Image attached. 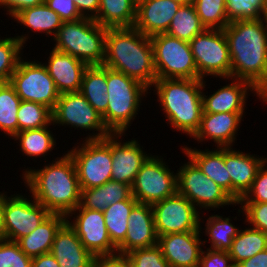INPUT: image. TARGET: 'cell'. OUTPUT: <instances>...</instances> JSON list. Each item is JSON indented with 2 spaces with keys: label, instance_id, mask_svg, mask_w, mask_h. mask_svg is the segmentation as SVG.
Returning a JSON list of instances; mask_svg holds the SVG:
<instances>
[{
  "label": "cell",
  "instance_id": "6da1fadb",
  "mask_svg": "<svg viewBox=\"0 0 267 267\" xmlns=\"http://www.w3.org/2000/svg\"><path fill=\"white\" fill-rule=\"evenodd\" d=\"M231 57V79L249 82L267 100V25L234 20L223 29Z\"/></svg>",
  "mask_w": 267,
  "mask_h": 267
},
{
  "label": "cell",
  "instance_id": "7a4b0ae2",
  "mask_svg": "<svg viewBox=\"0 0 267 267\" xmlns=\"http://www.w3.org/2000/svg\"><path fill=\"white\" fill-rule=\"evenodd\" d=\"M22 175L31 197L50 213L67 216L80 205L79 180L74 161L68 153L44 165V168H27Z\"/></svg>",
  "mask_w": 267,
  "mask_h": 267
},
{
  "label": "cell",
  "instance_id": "3957f363",
  "mask_svg": "<svg viewBox=\"0 0 267 267\" xmlns=\"http://www.w3.org/2000/svg\"><path fill=\"white\" fill-rule=\"evenodd\" d=\"M103 65L136 79L150 90L157 80L150 37L135 27L107 28Z\"/></svg>",
  "mask_w": 267,
  "mask_h": 267
},
{
  "label": "cell",
  "instance_id": "277c9868",
  "mask_svg": "<svg viewBox=\"0 0 267 267\" xmlns=\"http://www.w3.org/2000/svg\"><path fill=\"white\" fill-rule=\"evenodd\" d=\"M203 79H157L154 86L168 123L191 138L201 124Z\"/></svg>",
  "mask_w": 267,
  "mask_h": 267
},
{
  "label": "cell",
  "instance_id": "5b68a950",
  "mask_svg": "<svg viewBox=\"0 0 267 267\" xmlns=\"http://www.w3.org/2000/svg\"><path fill=\"white\" fill-rule=\"evenodd\" d=\"M107 87L106 128L111 134H125L140 110L141 98L148 94L149 88L108 67Z\"/></svg>",
  "mask_w": 267,
  "mask_h": 267
},
{
  "label": "cell",
  "instance_id": "8992f818",
  "mask_svg": "<svg viewBox=\"0 0 267 267\" xmlns=\"http://www.w3.org/2000/svg\"><path fill=\"white\" fill-rule=\"evenodd\" d=\"M107 28L94 19L81 18L63 22L56 35L53 49L70 54L88 66L103 65Z\"/></svg>",
  "mask_w": 267,
  "mask_h": 267
},
{
  "label": "cell",
  "instance_id": "52a82bcc",
  "mask_svg": "<svg viewBox=\"0 0 267 267\" xmlns=\"http://www.w3.org/2000/svg\"><path fill=\"white\" fill-rule=\"evenodd\" d=\"M157 79H199L189 42L159 33L150 37Z\"/></svg>",
  "mask_w": 267,
  "mask_h": 267
},
{
  "label": "cell",
  "instance_id": "ba28073f",
  "mask_svg": "<svg viewBox=\"0 0 267 267\" xmlns=\"http://www.w3.org/2000/svg\"><path fill=\"white\" fill-rule=\"evenodd\" d=\"M78 145L70 149L68 154L74 161L80 189L99 187L112 180L110 135L103 139L83 140Z\"/></svg>",
  "mask_w": 267,
  "mask_h": 267
},
{
  "label": "cell",
  "instance_id": "9c48e42d",
  "mask_svg": "<svg viewBox=\"0 0 267 267\" xmlns=\"http://www.w3.org/2000/svg\"><path fill=\"white\" fill-rule=\"evenodd\" d=\"M199 79L207 76L231 79V57L223 30L205 29L190 42Z\"/></svg>",
  "mask_w": 267,
  "mask_h": 267
},
{
  "label": "cell",
  "instance_id": "30bf717a",
  "mask_svg": "<svg viewBox=\"0 0 267 267\" xmlns=\"http://www.w3.org/2000/svg\"><path fill=\"white\" fill-rule=\"evenodd\" d=\"M177 171V193L186 197L197 210L202 208L206 210L215 209L225 205L237 204L217 183L207 177L190 158Z\"/></svg>",
  "mask_w": 267,
  "mask_h": 267
},
{
  "label": "cell",
  "instance_id": "8fae6325",
  "mask_svg": "<svg viewBox=\"0 0 267 267\" xmlns=\"http://www.w3.org/2000/svg\"><path fill=\"white\" fill-rule=\"evenodd\" d=\"M9 83L22 101L42 104L51 111L60 96L46 66L39 61H24L21 58Z\"/></svg>",
  "mask_w": 267,
  "mask_h": 267
},
{
  "label": "cell",
  "instance_id": "7c38bea8",
  "mask_svg": "<svg viewBox=\"0 0 267 267\" xmlns=\"http://www.w3.org/2000/svg\"><path fill=\"white\" fill-rule=\"evenodd\" d=\"M131 192L138 203L153 205L177 193V174L162 157L151 154L137 173Z\"/></svg>",
  "mask_w": 267,
  "mask_h": 267
},
{
  "label": "cell",
  "instance_id": "4fadbf2b",
  "mask_svg": "<svg viewBox=\"0 0 267 267\" xmlns=\"http://www.w3.org/2000/svg\"><path fill=\"white\" fill-rule=\"evenodd\" d=\"M53 125H71L82 130H94L85 140L103 139L111 133L104 125L101 115L88 103L80 92H67L59 96L52 111ZM98 131V133H94Z\"/></svg>",
  "mask_w": 267,
  "mask_h": 267
},
{
  "label": "cell",
  "instance_id": "5bb4252c",
  "mask_svg": "<svg viewBox=\"0 0 267 267\" xmlns=\"http://www.w3.org/2000/svg\"><path fill=\"white\" fill-rule=\"evenodd\" d=\"M33 199V200H32ZM3 193L5 239L17 242L34 231L51 213L33 197Z\"/></svg>",
  "mask_w": 267,
  "mask_h": 267
},
{
  "label": "cell",
  "instance_id": "9a60e30c",
  "mask_svg": "<svg viewBox=\"0 0 267 267\" xmlns=\"http://www.w3.org/2000/svg\"><path fill=\"white\" fill-rule=\"evenodd\" d=\"M152 208L158 236L202 229L199 211L178 193L153 204Z\"/></svg>",
  "mask_w": 267,
  "mask_h": 267
},
{
  "label": "cell",
  "instance_id": "2e32d148",
  "mask_svg": "<svg viewBox=\"0 0 267 267\" xmlns=\"http://www.w3.org/2000/svg\"><path fill=\"white\" fill-rule=\"evenodd\" d=\"M75 213H77L76 218ZM73 214L74 221L70 222L68 219ZM66 218L67 223L76 232L83 246L94 257L118 254L117 247L108 235L103 211L90 210L80 204Z\"/></svg>",
  "mask_w": 267,
  "mask_h": 267
},
{
  "label": "cell",
  "instance_id": "e0dca14e",
  "mask_svg": "<svg viewBox=\"0 0 267 267\" xmlns=\"http://www.w3.org/2000/svg\"><path fill=\"white\" fill-rule=\"evenodd\" d=\"M200 232L187 231L158 236L157 245L170 267H199L203 251L201 246L207 242L201 240Z\"/></svg>",
  "mask_w": 267,
  "mask_h": 267
},
{
  "label": "cell",
  "instance_id": "ac0fdd59",
  "mask_svg": "<svg viewBox=\"0 0 267 267\" xmlns=\"http://www.w3.org/2000/svg\"><path fill=\"white\" fill-rule=\"evenodd\" d=\"M125 134H110V149L112 152L111 177L113 181L132 186L142 164L150 154H146L137 140L121 142Z\"/></svg>",
  "mask_w": 267,
  "mask_h": 267
},
{
  "label": "cell",
  "instance_id": "d6986e66",
  "mask_svg": "<svg viewBox=\"0 0 267 267\" xmlns=\"http://www.w3.org/2000/svg\"><path fill=\"white\" fill-rule=\"evenodd\" d=\"M157 241L152 205L137 203L128 217L126 238L117 247L118 254L125 255L134 249L152 247L157 245Z\"/></svg>",
  "mask_w": 267,
  "mask_h": 267
},
{
  "label": "cell",
  "instance_id": "ffe728a7",
  "mask_svg": "<svg viewBox=\"0 0 267 267\" xmlns=\"http://www.w3.org/2000/svg\"><path fill=\"white\" fill-rule=\"evenodd\" d=\"M232 148H225V166L231 177V198L238 203L251 188L259 169L267 162V158H259L255 154L251 155Z\"/></svg>",
  "mask_w": 267,
  "mask_h": 267
},
{
  "label": "cell",
  "instance_id": "44dd1931",
  "mask_svg": "<svg viewBox=\"0 0 267 267\" xmlns=\"http://www.w3.org/2000/svg\"><path fill=\"white\" fill-rule=\"evenodd\" d=\"M231 84L222 86L212 95L202 92V113H244L249 90L254 92L260 101L267 100L247 81L232 78ZM248 90V91H247Z\"/></svg>",
  "mask_w": 267,
  "mask_h": 267
},
{
  "label": "cell",
  "instance_id": "7402d4cb",
  "mask_svg": "<svg viewBox=\"0 0 267 267\" xmlns=\"http://www.w3.org/2000/svg\"><path fill=\"white\" fill-rule=\"evenodd\" d=\"M181 5L174 0H141L137 3L134 27L149 37L166 33Z\"/></svg>",
  "mask_w": 267,
  "mask_h": 267
},
{
  "label": "cell",
  "instance_id": "603a6c76",
  "mask_svg": "<svg viewBox=\"0 0 267 267\" xmlns=\"http://www.w3.org/2000/svg\"><path fill=\"white\" fill-rule=\"evenodd\" d=\"M242 117L243 113H202L200 127L192 138L199 142L213 140L217 148L231 147Z\"/></svg>",
  "mask_w": 267,
  "mask_h": 267
},
{
  "label": "cell",
  "instance_id": "cb8c5ba5",
  "mask_svg": "<svg viewBox=\"0 0 267 267\" xmlns=\"http://www.w3.org/2000/svg\"><path fill=\"white\" fill-rule=\"evenodd\" d=\"M46 66L49 75L54 81L57 91L62 93L79 92L82 77L88 65L63 52L52 49Z\"/></svg>",
  "mask_w": 267,
  "mask_h": 267
},
{
  "label": "cell",
  "instance_id": "d4e9b609",
  "mask_svg": "<svg viewBox=\"0 0 267 267\" xmlns=\"http://www.w3.org/2000/svg\"><path fill=\"white\" fill-rule=\"evenodd\" d=\"M50 253L59 267H91L94 259L67 222L56 233Z\"/></svg>",
  "mask_w": 267,
  "mask_h": 267
},
{
  "label": "cell",
  "instance_id": "484cf974",
  "mask_svg": "<svg viewBox=\"0 0 267 267\" xmlns=\"http://www.w3.org/2000/svg\"><path fill=\"white\" fill-rule=\"evenodd\" d=\"M181 147L183 153L231 197V177L228 175V169L225 166V148L201 151L188 146Z\"/></svg>",
  "mask_w": 267,
  "mask_h": 267
},
{
  "label": "cell",
  "instance_id": "4316f807",
  "mask_svg": "<svg viewBox=\"0 0 267 267\" xmlns=\"http://www.w3.org/2000/svg\"><path fill=\"white\" fill-rule=\"evenodd\" d=\"M66 222L65 215L51 213L34 231L17 241L20 249L30 258L49 253L56 233Z\"/></svg>",
  "mask_w": 267,
  "mask_h": 267
},
{
  "label": "cell",
  "instance_id": "83f0119b",
  "mask_svg": "<svg viewBox=\"0 0 267 267\" xmlns=\"http://www.w3.org/2000/svg\"><path fill=\"white\" fill-rule=\"evenodd\" d=\"M107 90V67L104 65L88 66L83 73L79 92L101 115L105 126L108 106Z\"/></svg>",
  "mask_w": 267,
  "mask_h": 267
},
{
  "label": "cell",
  "instance_id": "f1b7e54d",
  "mask_svg": "<svg viewBox=\"0 0 267 267\" xmlns=\"http://www.w3.org/2000/svg\"><path fill=\"white\" fill-rule=\"evenodd\" d=\"M131 196L130 185L110 180L99 187L82 189L80 204L90 210L104 211L109 205Z\"/></svg>",
  "mask_w": 267,
  "mask_h": 267
},
{
  "label": "cell",
  "instance_id": "f546056e",
  "mask_svg": "<svg viewBox=\"0 0 267 267\" xmlns=\"http://www.w3.org/2000/svg\"><path fill=\"white\" fill-rule=\"evenodd\" d=\"M136 8L134 0H100L94 20L106 28L134 27Z\"/></svg>",
  "mask_w": 267,
  "mask_h": 267
},
{
  "label": "cell",
  "instance_id": "4dcf8cb0",
  "mask_svg": "<svg viewBox=\"0 0 267 267\" xmlns=\"http://www.w3.org/2000/svg\"><path fill=\"white\" fill-rule=\"evenodd\" d=\"M13 18L26 26L25 28H30L32 32L34 30V32L46 33L48 37L49 35L54 37L63 23L60 16L44 2L20 11Z\"/></svg>",
  "mask_w": 267,
  "mask_h": 267
},
{
  "label": "cell",
  "instance_id": "1f68e13d",
  "mask_svg": "<svg viewBox=\"0 0 267 267\" xmlns=\"http://www.w3.org/2000/svg\"><path fill=\"white\" fill-rule=\"evenodd\" d=\"M267 249V234L251 227L239 230L228 250L234 266Z\"/></svg>",
  "mask_w": 267,
  "mask_h": 267
},
{
  "label": "cell",
  "instance_id": "d6a6232c",
  "mask_svg": "<svg viewBox=\"0 0 267 267\" xmlns=\"http://www.w3.org/2000/svg\"><path fill=\"white\" fill-rule=\"evenodd\" d=\"M137 203L138 201L131 196L127 200L109 205L103 211L108 235L116 247L126 238L128 217Z\"/></svg>",
  "mask_w": 267,
  "mask_h": 267
},
{
  "label": "cell",
  "instance_id": "836d02e7",
  "mask_svg": "<svg viewBox=\"0 0 267 267\" xmlns=\"http://www.w3.org/2000/svg\"><path fill=\"white\" fill-rule=\"evenodd\" d=\"M206 28L202 25L193 3L182 4L166 32L169 36L190 42Z\"/></svg>",
  "mask_w": 267,
  "mask_h": 267
},
{
  "label": "cell",
  "instance_id": "e575fe53",
  "mask_svg": "<svg viewBox=\"0 0 267 267\" xmlns=\"http://www.w3.org/2000/svg\"><path fill=\"white\" fill-rule=\"evenodd\" d=\"M49 126L39 129H27L18 132L12 139L19 140V146L27 157H40L52 151L56 145L54 135Z\"/></svg>",
  "mask_w": 267,
  "mask_h": 267
},
{
  "label": "cell",
  "instance_id": "d590c367",
  "mask_svg": "<svg viewBox=\"0 0 267 267\" xmlns=\"http://www.w3.org/2000/svg\"><path fill=\"white\" fill-rule=\"evenodd\" d=\"M21 99L9 83H0V130L14 137L18 133V108Z\"/></svg>",
  "mask_w": 267,
  "mask_h": 267
},
{
  "label": "cell",
  "instance_id": "8d00e7d4",
  "mask_svg": "<svg viewBox=\"0 0 267 267\" xmlns=\"http://www.w3.org/2000/svg\"><path fill=\"white\" fill-rule=\"evenodd\" d=\"M231 218L220 215H211L206 219L205 234L209 236L210 249L228 251L233 239L237 236L239 228L231 223Z\"/></svg>",
  "mask_w": 267,
  "mask_h": 267
},
{
  "label": "cell",
  "instance_id": "74e56055",
  "mask_svg": "<svg viewBox=\"0 0 267 267\" xmlns=\"http://www.w3.org/2000/svg\"><path fill=\"white\" fill-rule=\"evenodd\" d=\"M28 38V34L6 37L4 39L0 38V83L9 82L11 75L17 68L18 62L22 58L21 51Z\"/></svg>",
  "mask_w": 267,
  "mask_h": 267
},
{
  "label": "cell",
  "instance_id": "f35d334b",
  "mask_svg": "<svg viewBox=\"0 0 267 267\" xmlns=\"http://www.w3.org/2000/svg\"><path fill=\"white\" fill-rule=\"evenodd\" d=\"M192 3L206 29L223 30L230 23L225 0H193Z\"/></svg>",
  "mask_w": 267,
  "mask_h": 267
},
{
  "label": "cell",
  "instance_id": "ab89813d",
  "mask_svg": "<svg viewBox=\"0 0 267 267\" xmlns=\"http://www.w3.org/2000/svg\"><path fill=\"white\" fill-rule=\"evenodd\" d=\"M17 117L18 132L53 125L52 111L42 104L31 101H21Z\"/></svg>",
  "mask_w": 267,
  "mask_h": 267
},
{
  "label": "cell",
  "instance_id": "60d3db41",
  "mask_svg": "<svg viewBox=\"0 0 267 267\" xmlns=\"http://www.w3.org/2000/svg\"><path fill=\"white\" fill-rule=\"evenodd\" d=\"M228 20H259L263 18L266 0H225Z\"/></svg>",
  "mask_w": 267,
  "mask_h": 267
},
{
  "label": "cell",
  "instance_id": "b9f144b4",
  "mask_svg": "<svg viewBox=\"0 0 267 267\" xmlns=\"http://www.w3.org/2000/svg\"><path fill=\"white\" fill-rule=\"evenodd\" d=\"M125 256L130 267H170L158 245L134 249Z\"/></svg>",
  "mask_w": 267,
  "mask_h": 267
},
{
  "label": "cell",
  "instance_id": "7bdbcfd3",
  "mask_svg": "<svg viewBox=\"0 0 267 267\" xmlns=\"http://www.w3.org/2000/svg\"><path fill=\"white\" fill-rule=\"evenodd\" d=\"M32 258L28 257L17 242L0 240V267H31Z\"/></svg>",
  "mask_w": 267,
  "mask_h": 267
},
{
  "label": "cell",
  "instance_id": "ee69618b",
  "mask_svg": "<svg viewBox=\"0 0 267 267\" xmlns=\"http://www.w3.org/2000/svg\"><path fill=\"white\" fill-rule=\"evenodd\" d=\"M237 204L242 208V210L238 209V213H245V222L251 224L252 228L267 234V202Z\"/></svg>",
  "mask_w": 267,
  "mask_h": 267
},
{
  "label": "cell",
  "instance_id": "f6af8a7d",
  "mask_svg": "<svg viewBox=\"0 0 267 267\" xmlns=\"http://www.w3.org/2000/svg\"><path fill=\"white\" fill-rule=\"evenodd\" d=\"M267 162L259 169L251 188L238 203H265L267 202Z\"/></svg>",
  "mask_w": 267,
  "mask_h": 267
},
{
  "label": "cell",
  "instance_id": "bcb514c9",
  "mask_svg": "<svg viewBox=\"0 0 267 267\" xmlns=\"http://www.w3.org/2000/svg\"><path fill=\"white\" fill-rule=\"evenodd\" d=\"M199 267H235L228 251L207 248L202 251Z\"/></svg>",
  "mask_w": 267,
  "mask_h": 267
},
{
  "label": "cell",
  "instance_id": "7dc6e473",
  "mask_svg": "<svg viewBox=\"0 0 267 267\" xmlns=\"http://www.w3.org/2000/svg\"><path fill=\"white\" fill-rule=\"evenodd\" d=\"M44 3L56 12L63 22L76 21L83 18L73 0H44Z\"/></svg>",
  "mask_w": 267,
  "mask_h": 267
},
{
  "label": "cell",
  "instance_id": "c3c4849f",
  "mask_svg": "<svg viewBox=\"0 0 267 267\" xmlns=\"http://www.w3.org/2000/svg\"><path fill=\"white\" fill-rule=\"evenodd\" d=\"M43 2L44 0H0V8H6V14H9L13 18L20 11L41 5Z\"/></svg>",
  "mask_w": 267,
  "mask_h": 267
},
{
  "label": "cell",
  "instance_id": "681fc988",
  "mask_svg": "<svg viewBox=\"0 0 267 267\" xmlns=\"http://www.w3.org/2000/svg\"><path fill=\"white\" fill-rule=\"evenodd\" d=\"M91 267H130L125 255L95 256Z\"/></svg>",
  "mask_w": 267,
  "mask_h": 267
},
{
  "label": "cell",
  "instance_id": "f907efd6",
  "mask_svg": "<svg viewBox=\"0 0 267 267\" xmlns=\"http://www.w3.org/2000/svg\"><path fill=\"white\" fill-rule=\"evenodd\" d=\"M82 17L95 19L99 11L100 0H73ZM91 12V13H90Z\"/></svg>",
  "mask_w": 267,
  "mask_h": 267
},
{
  "label": "cell",
  "instance_id": "816d5d0a",
  "mask_svg": "<svg viewBox=\"0 0 267 267\" xmlns=\"http://www.w3.org/2000/svg\"><path fill=\"white\" fill-rule=\"evenodd\" d=\"M236 267H267V249L258 252L253 257L242 261Z\"/></svg>",
  "mask_w": 267,
  "mask_h": 267
},
{
  "label": "cell",
  "instance_id": "f5cc1de1",
  "mask_svg": "<svg viewBox=\"0 0 267 267\" xmlns=\"http://www.w3.org/2000/svg\"><path fill=\"white\" fill-rule=\"evenodd\" d=\"M31 267H59L55 257L49 252L32 258Z\"/></svg>",
  "mask_w": 267,
  "mask_h": 267
},
{
  "label": "cell",
  "instance_id": "db71d44e",
  "mask_svg": "<svg viewBox=\"0 0 267 267\" xmlns=\"http://www.w3.org/2000/svg\"><path fill=\"white\" fill-rule=\"evenodd\" d=\"M0 240H5V228L3 219V193L0 192Z\"/></svg>",
  "mask_w": 267,
  "mask_h": 267
},
{
  "label": "cell",
  "instance_id": "11a10c76",
  "mask_svg": "<svg viewBox=\"0 0 267 267\" xmlns=\"http://www.w3.org/2000/svg\"><path fill=\"white\" fill-rule=\"evenodd\" d=\"M174 1H177L180 4H189V3H192L193 2V0H174Z\"/></svg>",
  "mask_w": 267,
  "mask_h": 267
},
{
  "label": "cell",
  "instance_id": "9f6ffc18",
  "mask_svg": "<svg viewBox=\"0 0 267 267\" xmlns=\"http://www.w3.org/2000/svg\"><path fill=\"white\" fill-rule=\"evenodd\" d=\"M263 19H264V21H265V23L267 25V0H266V9H265V12L263 14Z\"/></svg>",
  "mask_w": 267,
  "mask_h": 267
}]
</instances>
